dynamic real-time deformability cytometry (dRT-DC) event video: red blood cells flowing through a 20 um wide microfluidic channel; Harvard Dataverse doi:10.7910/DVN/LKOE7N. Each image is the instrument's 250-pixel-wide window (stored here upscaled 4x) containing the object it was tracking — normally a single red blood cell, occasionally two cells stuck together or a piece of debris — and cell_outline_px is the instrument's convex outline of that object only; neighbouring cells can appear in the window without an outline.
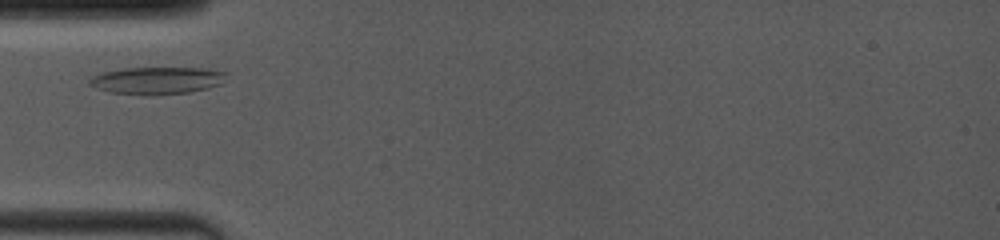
{"species": "common noctule bat (a hibernating species)", "species_latin": "Nyctalus noctula", "temperature_condition": "room temperature", "stored_images_in_passage": 3, "camera_frame_rate_fps": 4000, "um_per_image_px": 0.085, "animal": {"sex": "female", "body_mass_g": 19.0, "forearm_length_mm": 53.3}, "frame": {"image": 1, "passage_image": 2, "time_ms": 0.5, "image_size_px": [1000, 240], "cell_outline_px": [[228, 72], [220, 84], [208, 88], [188, 92], [156, 96], [144, 96], [108, 92], [96, 88], [88, 84], [88, 80], [92, 76], [104, 72], [120, 68], [208, 68]], "centroid_in_image_um": [13.31, 6.85], "position_along_channel_um": 71.7, "area_um2": 22.14}}